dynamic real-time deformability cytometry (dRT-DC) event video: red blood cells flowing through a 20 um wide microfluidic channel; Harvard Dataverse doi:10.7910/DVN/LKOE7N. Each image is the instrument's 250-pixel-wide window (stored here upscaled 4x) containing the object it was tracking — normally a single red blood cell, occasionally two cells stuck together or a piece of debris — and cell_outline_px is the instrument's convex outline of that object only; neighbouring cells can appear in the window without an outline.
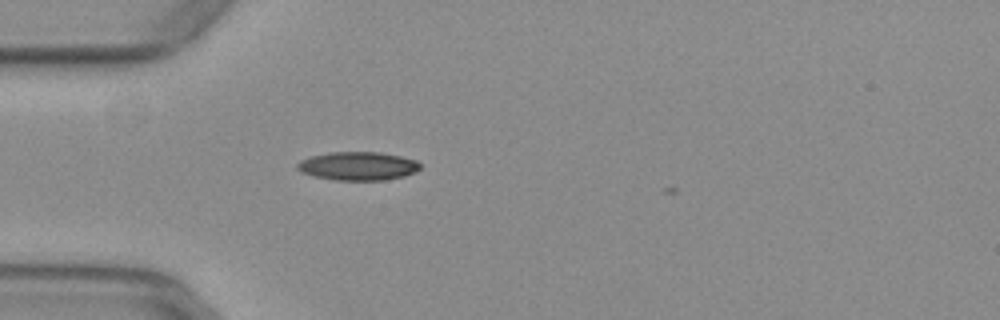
{"species": "common noctule bat (a hibernating species)", "species_latin": "Nyctalus noctula", "temperature_condition": "warm", "stored_images_in_passage": 2, "camera_frame_rate_fps": 3000, "um_per_image_px": 0.085, "animal": {"sex": "female", "body_mass_g": 29.2, "forearm_length_mm": 56.3}, "frame": {"image": 1, "passage_image": 1, "time_ms": 0.0, "image_size_px": [1000, 320], "cell_outline_px": [[420, 168], [416, 172], [404, 176], [384, 180], [336, 180], [312, 176], [300, 172], [296, 168], [296, 164], [300, 160], [312, 156], [332, 152], [380, 152], [400, 156], [416, 160], [420, 164]], "centroid_in_image_um": [30.41, 14.11], "position_along_channel_um": 54.6, "area_um2": 20.46}}